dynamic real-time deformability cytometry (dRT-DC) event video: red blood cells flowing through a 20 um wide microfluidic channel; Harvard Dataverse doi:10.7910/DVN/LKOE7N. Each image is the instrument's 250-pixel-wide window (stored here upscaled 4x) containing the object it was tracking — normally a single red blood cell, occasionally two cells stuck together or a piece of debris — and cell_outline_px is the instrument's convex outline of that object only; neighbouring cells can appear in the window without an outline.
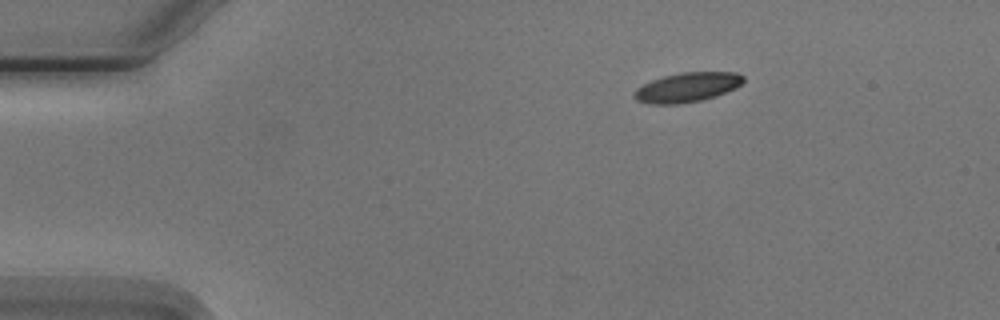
{"species": "Egyptian fruit bat (a non-hibernating species)", "species_latin": "Rousettus aegyptiacus", "temperature_condition": "cold", "stored_images_in_passage": 4, "camera_frame_rate_fps": 3000, "um_per_image_px": 0.085, "animal": {"sex": "male"}, "frame": {"image": 1, "passage_image": 1, "time_ms": 0.0, "image_size_px": [1000, 320], "cell_outline_px": [[744, 80], [736, 88], [716, 96], [700, 100], [676, 104], [648, 104], [636, 100], [632, 96], [632, 92], [636, 88], [652, 80], [664, 76], [680, 72], [736, 72], [744, 76]], "centroid_in_image_um": [58.38, 7.42], "position_along_channel_um": 26.6, "area_um2": 18.84}}
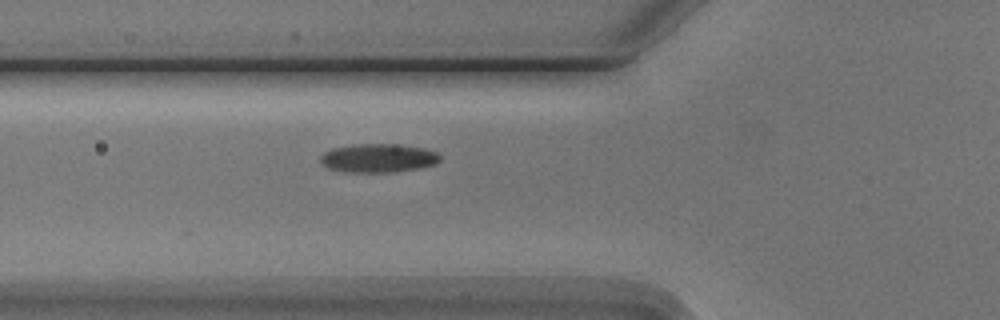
{"frame": {"image": 2, "passage_image": 4, "time_ms": 3.667, "image_size_px": [1000, 320], "cell_outline_px": [[440, 160], [436, 164], [416, 168], [392, 172], [344, 172], [328, 168], [320, 164], [320, 156], [324, 152], [332, 148], [352, 144], [396, 144], [424, 148], [436, 152], [440, 156]], "centroid_in_image_um": [32.1, 13.43], "position_along_channel_um": 93.7, "area_um2": 20.06}}